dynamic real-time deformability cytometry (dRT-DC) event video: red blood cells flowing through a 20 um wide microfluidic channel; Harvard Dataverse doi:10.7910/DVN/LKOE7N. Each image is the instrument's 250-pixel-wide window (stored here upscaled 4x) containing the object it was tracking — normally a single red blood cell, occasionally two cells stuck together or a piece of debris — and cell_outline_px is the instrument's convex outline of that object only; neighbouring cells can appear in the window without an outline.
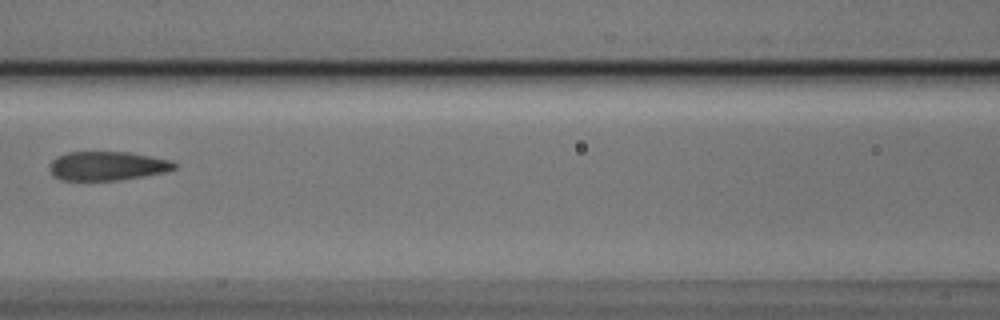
{"species": "Egyptian fruit bat (a non-hibernating species)", "species_latin": "Rousettus aegyptiacus", "temperature_condition": "cold", "stored_images_in_passage": 4, "camera_frame_rate_fps": 3000, "um_per_image_px": 0.085, "animal": {"sex": "male"}, "frame": {"image": 1, "passage_image": 4, "time_ms": 1.0, "image_size_px": [1000, 320], "cell_outline_px": [[176, 168], [164, 172], [120, 180], [60, 180], [48, 168], [52, 160], [56, 156], [68, 152], [128, 152], [152, 156], [172, 160], [176, 164]], "centroid_in_image_um": [9.12, 14.09], "position_along_channel_um": 157.5, "area_um2": 21.04}}